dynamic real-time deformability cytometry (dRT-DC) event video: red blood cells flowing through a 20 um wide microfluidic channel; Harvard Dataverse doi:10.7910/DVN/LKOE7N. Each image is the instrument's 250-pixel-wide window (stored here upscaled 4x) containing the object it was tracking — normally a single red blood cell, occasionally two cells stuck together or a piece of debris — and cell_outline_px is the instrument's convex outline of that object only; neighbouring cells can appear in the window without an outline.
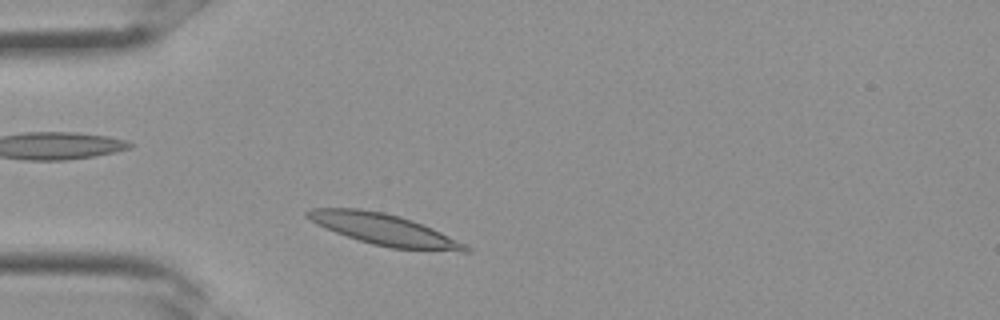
{"species": "Egyptian fruit bat (a non-hibernating species)", "species_latin": "Rousettus aegyptiacus", "temperature_condition": "room temperature", "stored_images_in_passage": 24, "camera_frame_rate_fps": 3000, "um_per_image_px": 0.085, "frame": {"image": 1, "passage_image": 2, "time_ms": 0.333, "image_size_px": [1000, 320], "cell_outline_px": [[472, 252], [460, 252], [392, 248], [372, 244], [336, 232], [304, 216], [304, 212], [312, 208], [360, 208], [384, 212], [400, 216], [412, 220], [432, 228], [472, 248]], "centroid_in_image_um": [32.69, 19.51], "position_along_channel_um": 52.3, "area_um2": 28.44}}
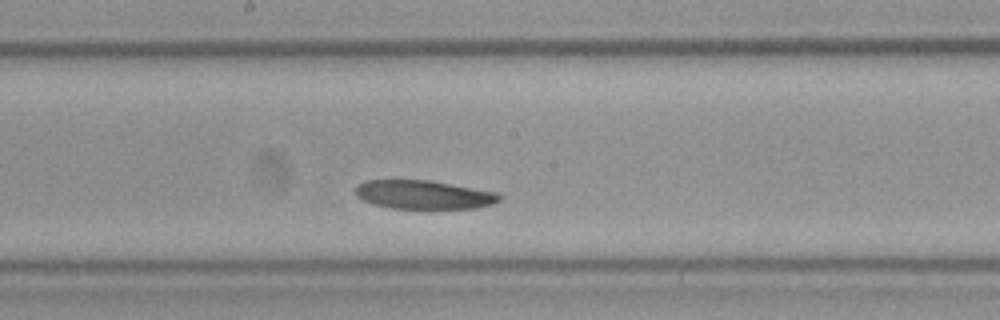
{"frame": {"image": 2, "passage_image": 11, "time_ms": 3.333, "image_size_px": [1000, 320], "cell_outline_px": [[504, 196], [500, 200], [492, 204], [476, 208], [392, 208], [372, 204], [356, 196], [356, 188], [364, 180], [428, 180], [496, 192]], "centroid_in_image_um": [36.02, 16.55], "position_along_channel_um": 212.2, "area_um2": 23.87}}
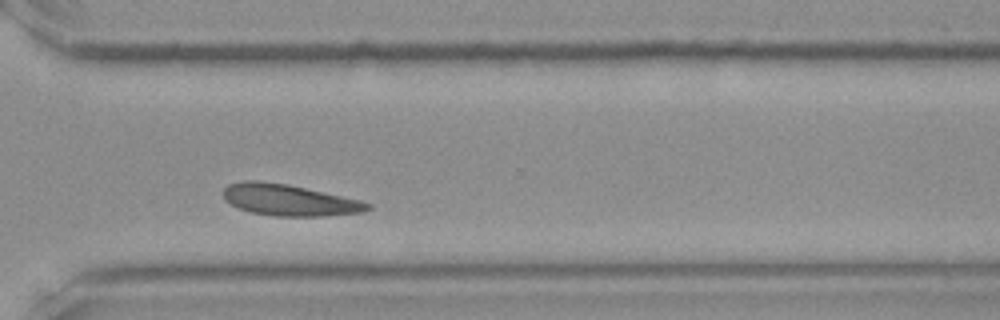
{"frame": {"image": 3, "passage_image": 18, "time_ms": 5.667, "image_size_px": [1000, 320], "cell_outline_px": [[372, 208], [360, 212], [320, 216], [276, 216], [252, 212], [240, 208], [224, 200], [224, 188], [228, 184], [244, 180], [256, 180], [288, 184], [360, 200], [372, 204]], "centroid_in_image_um": [24.56, 16.99], "position_along_channel_um": 346.0, "area_um2": 26.13}}